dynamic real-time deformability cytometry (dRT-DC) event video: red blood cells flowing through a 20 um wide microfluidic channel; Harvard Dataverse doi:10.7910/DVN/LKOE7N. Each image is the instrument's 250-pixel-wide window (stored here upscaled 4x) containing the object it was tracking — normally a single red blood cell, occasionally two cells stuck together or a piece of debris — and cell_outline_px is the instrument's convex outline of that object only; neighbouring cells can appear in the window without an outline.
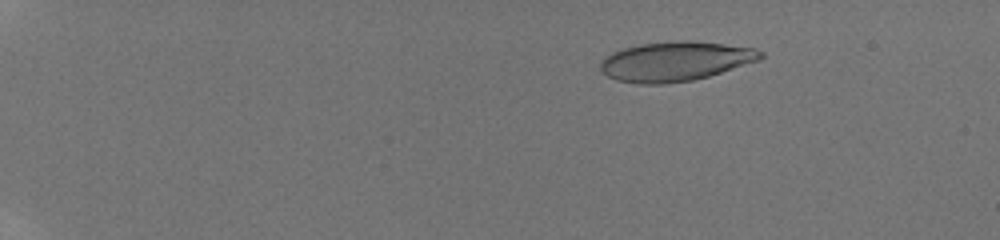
{"species": "human", "species_latin": "Homo sapiens", "temperature_condition": "room temperature", "stored_images_in_passage": 20, "camera_frame_rate_fps": 3000, "um_per_image_px": 0.085, "donor": {"sex": "male"}, "frame": {"image": 1, "passage_image": 4, "time_ms": 2.667, "image_size_px": [1000, 240], "cell_outline_px": [[764, 56], [760, 60], [708, 76], [692, 80], [664, 84], [636, 84], [616, 80], [608, 76], [600, 68], [600, 64], [612, 52], [624, 48], [640, 44], [684, 40], [688, 40], [724, 44], [756, 48], [764, 52]], "centroid_in_image_um": [57.43, 5.21], "position_along_channel_um": 27.6, "area_um2": 36.7}}
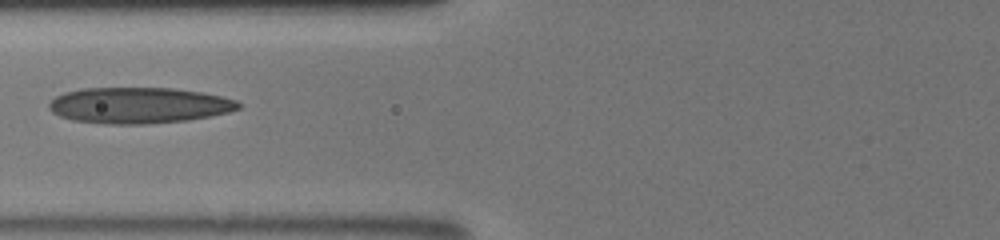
{"frame": {"image": 2, "passage_image": 11, "time_ms": 8.0, "image_size_px": [1000, 240], "cell_outline_px": [[240, 108], [228, 112], [212, 116], [188, 120], [148, 124], [104, 124], [72, 120], [60, 116], [52, 112], [48, 108], [48, 104], [56, 96], [64, 92], [80, 88], [172, 88], [204, 92], [236, 100], [240, 104]], "centroid_in_image_um": [11.79, 8.95], "position_along_channel_um": 114.0, "area_um2": 40.0}}
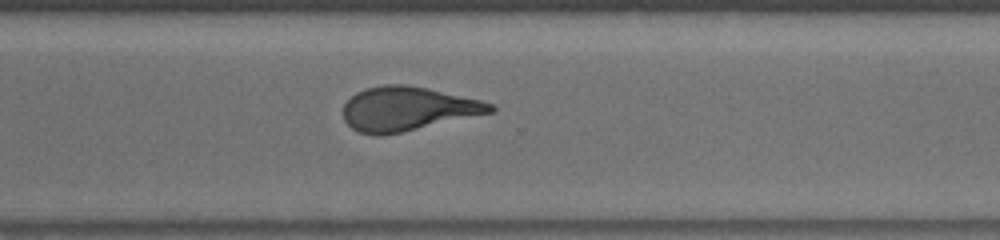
{"frame": {"image": 3, "passage_image": 20, "time_ms": 13.333, "image_size_px": [1000, 240], "cell_outline_px": [[496, 108], [492, 112], [400, 132], [380, 136], [376, 136], [360, 132], [352, 128], [344, 120], [344, 104], [356, 92], [368, 88], [384, 84], [408, 84], [428, 88], [480, 100], [492, 104]], "centroid_in_image_um": [34.61, 9.24], "position_along_channel_um": 336.0, "area_um2": 37.28}}